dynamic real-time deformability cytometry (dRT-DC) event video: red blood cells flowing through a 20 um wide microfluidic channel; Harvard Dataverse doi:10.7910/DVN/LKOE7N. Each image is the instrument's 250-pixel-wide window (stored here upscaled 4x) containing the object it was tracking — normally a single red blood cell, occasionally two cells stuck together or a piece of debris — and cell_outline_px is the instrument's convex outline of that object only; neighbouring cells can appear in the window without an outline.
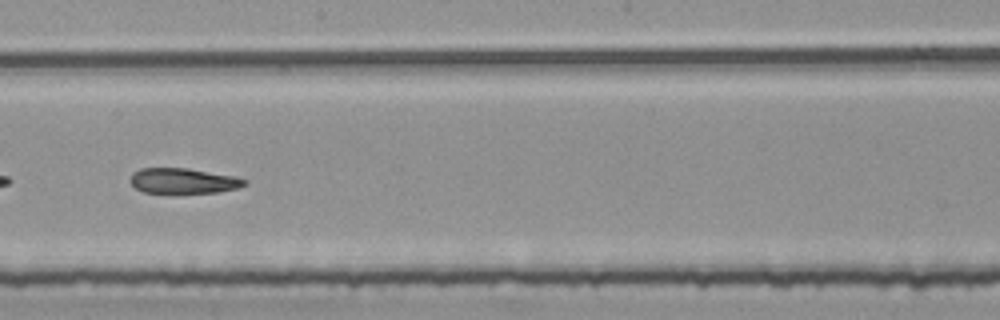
{"species": "common noctule bat (a hibernating species)", "species_latin": "Nyctalus noctula", "temperature_condition": "room temperature", "stored_images_in_passage": 36, "camera_frame_rate_fps": 3000, "um_per_image_px": 0.085, "animal": {"sex": "female", "body_mass_g": 25.1}, "frame": {"image": 1, "passage_image": 16, "time_ms": 5.0, "image_size_px": [1000, 320], "cell_outline_px": [[248, 184], [240, 188], [220, 192], [144, 192], [136, 188], [128, 180], [132, 172], [140, 168], [188, 168], [236, 176], [248, 180]], "centroid_in_image_um": [15.62, 15.36], "position_along_channel_um": 232.6, "area_um2": 16.99}}